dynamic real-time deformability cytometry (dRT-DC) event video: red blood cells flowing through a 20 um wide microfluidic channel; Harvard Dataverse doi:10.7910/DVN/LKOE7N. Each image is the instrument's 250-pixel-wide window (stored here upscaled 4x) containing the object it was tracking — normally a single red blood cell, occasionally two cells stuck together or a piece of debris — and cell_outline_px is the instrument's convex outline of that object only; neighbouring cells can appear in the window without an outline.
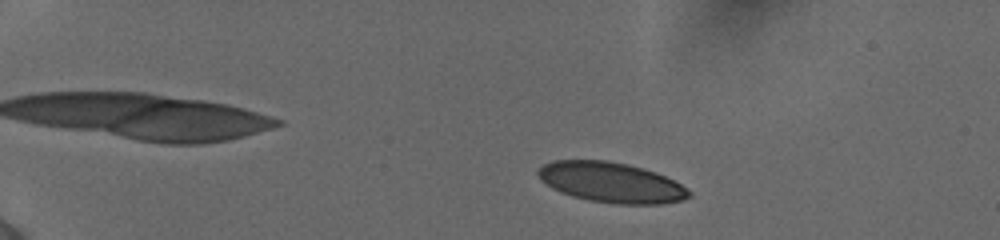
{"species": "human", "species_latin": "Homo sapiens", "temperature_condition": "cold", "stored_images_in_passage": 49, "camera_frame_rate_fps": 3000, "um_per_image_px": 0.085, "donor": {"sex": "female"}, "frame": {"image": 1, "passage_image": 6, "time_ms": 1.667, "image_size_px": [1000, 240], "cell_outline_px": [[692, 196], [684, 200], [660, 204], [616, 204], [588, 200], [572, 196], [560, 192], [552, 188], [540, 180], [536, 176], [536, 172], [544, 164], [552, 160], [608, 160], [628, 164], [644, 168], [656, 172], [688, 188], [692, 192]], "centroid_in_image_um": [51.95, 15.5], "position_along_channel_um": 33.1, "area_um2": 35.72}}
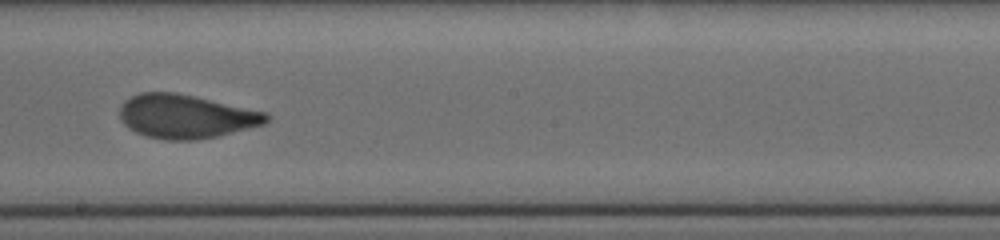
{"frame": {"image": 2, "passage_image": 29, "time_ms": 9.333, "image_size_px": [1000, 240], "cell_outline_px": [[268, 120], [264, 124], [220, 136], [196, 140], [164, 140], [144, 136], [128, 128], [120, 120], [120, 108], [124, 100], [140, 92], [176, 92], [268, 112]], "centroid_in_image_um": [15.79, 9.9], "position_along_channel_um": 232.4, "area_um2": 37.69}}
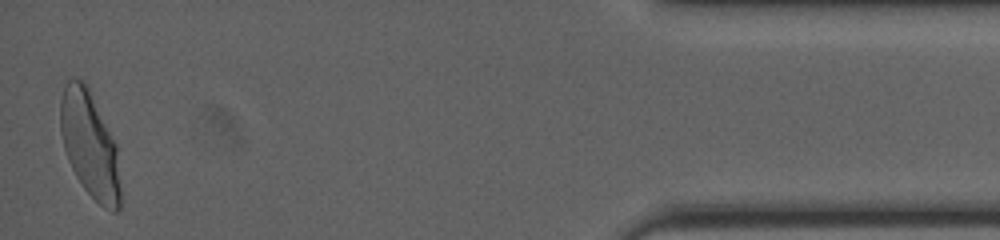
{"frame": {"image": 3, "passage_image": 49, "time_ms": 16.0, "image_size_px": [1000, 240], "cell_outline_px": [[120, 208], [116, 212], [112, 212], [104, 208], [84, 188], [76, 176], [68, 160], [64, 148], [60, 132], [60, 100], [64, 84], [72, 76], [84, 80], [116, 144], [120, 188]], "centroid_in_image_um": [7.6, 12.28], "position_along_channel_um": 427.6, "area_um2": 36.93}, "authors_computed_cell_mechanics": {"area_um2": 36.7608, "velocity_mm_per_s": 3.8751, "shape_relaxation_time_tau1_ms": 6.5325, "shape_relaxation_time_tau2_ms": 0.6732, "deformation_change_tau1": 0.1793, "deformation_change_tau2": 0.0673}}